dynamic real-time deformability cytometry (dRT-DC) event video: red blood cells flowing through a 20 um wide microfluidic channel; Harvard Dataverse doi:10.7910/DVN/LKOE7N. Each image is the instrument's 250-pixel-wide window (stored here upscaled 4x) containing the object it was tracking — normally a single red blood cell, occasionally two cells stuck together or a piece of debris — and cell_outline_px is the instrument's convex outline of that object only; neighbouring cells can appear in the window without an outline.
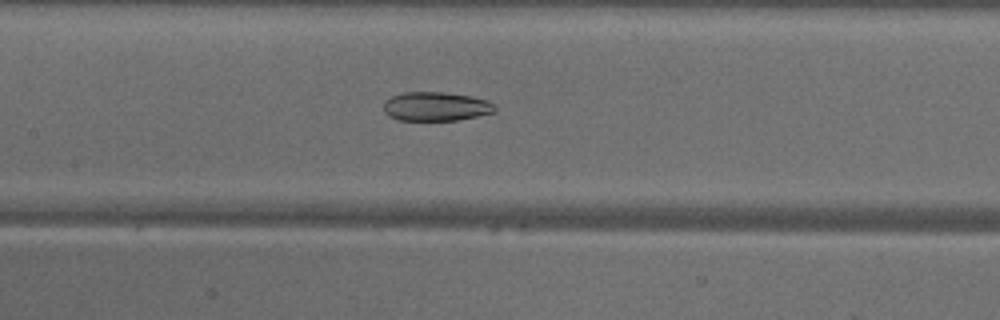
{"species": "common noctule bat (a hibernating species)", "species_latin": "Nyctalus noctula", "temperature_condition": "warm", "stored_images_in_passage": 48, "camera_frame_rate_fps": 3000, "um_per_image_px": 0.085, "animal": {"sex": "male", "body_mass_g": 18.8}, "frame": {"image": 1, "passage_image": 22, "time_ms": 7.0, "image_size_px": [1000, 320], "cell_outline_px": [[496, 112], [456, 120], [396, 120], [388, 116], [384, 112], [384, 100], [392, 96], [404, 92], [444, 92], [472, 96], [488, 100], [496, 108]], "centroid_in_image_um": [37.03, 9.04], "position_along_channel_um": 170.4, "area_um2": 18.9}}
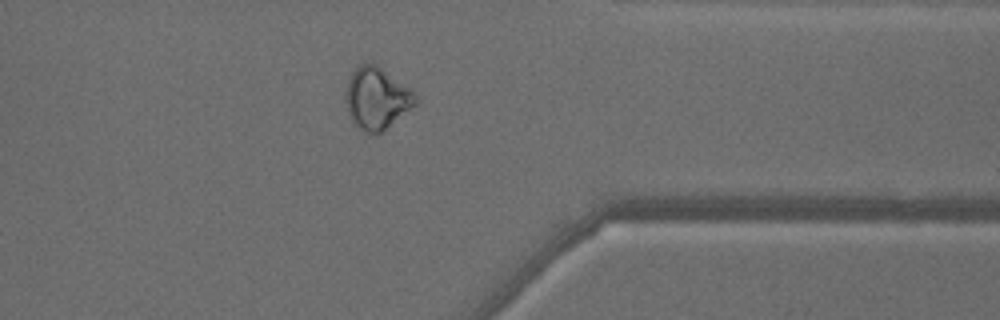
{"frame": {"image": 2, "passage_image": 38, "time_ms": 12.333, "image_size_px": [1000, 320], "cell_outline_px": [[416, 104], [380, 132], [372, 136], [364, 132], [352, 120], [348, 112], [344, 100], [348, 80], [352, 72], [360, 64], [376, 64], [416, 92]], "centroid_in_image_um": [32.0, 8.35], "position_along_channel_um": 379.4, "area_um2": 24.85}}
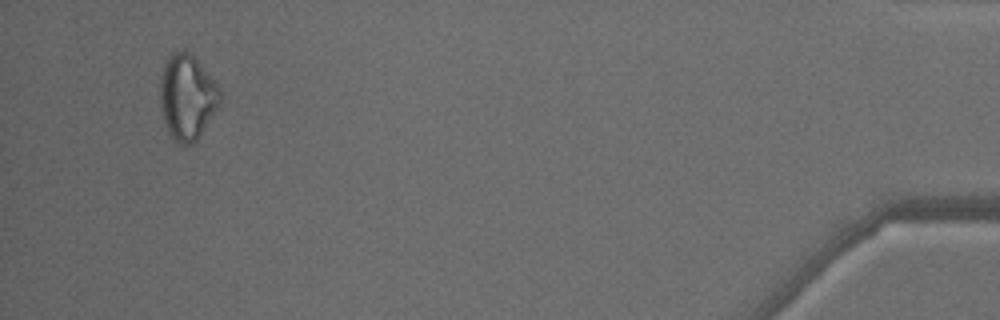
{"frame": {"image": 3, "passage_image": 46, "time_ms": 15.0, "image_size_px": [1000, 320], "cell_outline_px": [[224, 96], [220, 104], [196, 140], [192, 144], [180, 144], [168, 132], [164, 124], [160, 104], [160, 76], [164, 64], [168, 56], [172, 52], [184, 48], [192, 52], [220, 88]], "centroid_in_image_um": [15.91, 8.19], "position_along_channel_um": 419.3, "area_um2": 30.23}, "authors_computed_cell_mechanics": {"area_um2": 24.7962, "velocity_mm_per_s": 4.1195, "shape_relaxation_time_tau1_ms": null, "shape_relaxation_time_tau2_ms": 4.2373, "deformation_change_tau1": null, "deformation_change_tau2": 0.0756}}